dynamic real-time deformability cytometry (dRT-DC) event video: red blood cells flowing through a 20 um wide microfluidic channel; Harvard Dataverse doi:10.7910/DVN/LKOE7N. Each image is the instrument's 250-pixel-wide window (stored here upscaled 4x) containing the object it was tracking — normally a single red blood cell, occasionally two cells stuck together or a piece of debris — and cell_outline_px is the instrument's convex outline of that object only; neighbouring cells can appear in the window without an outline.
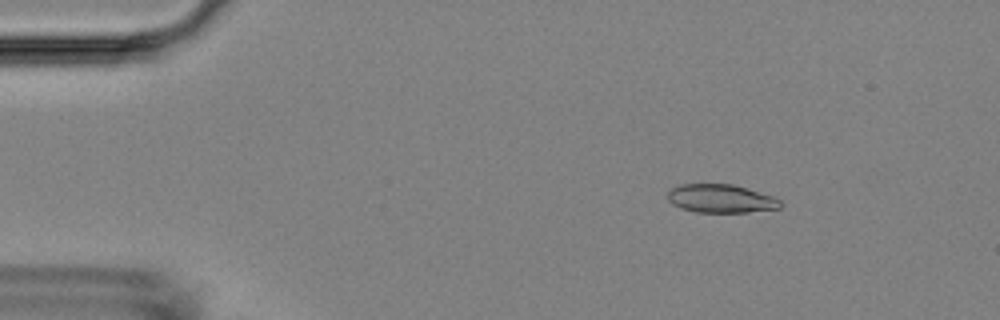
{"species": "Egyptian fruit bat (a non-hibernating species)", "species_latin": "Rousettus aegyptiacus", "temperature_condition": "room temperature", "stored_images_in_passage": 25, "camera_frame_rate_fps": 3000, "um_per_image_px": 0.085, "animal": {"sex": "female"}, "frame": {"image": 1, "passage_image": 6, "time_ms": 1.667, "image_size_px": [1000, 320], "cell_outline_px": [[780, 208], [748, 212], [696, 212], [672, 204], [668, 200], [668, 192], [672, 188], [680, 184], [732, 184], [748, 188], [776, 196], [780, 200]], "centroid_in_image_um": [61.31, 16.87], "position_along_channel_um": 23.7, "area_um2": 18.67}}
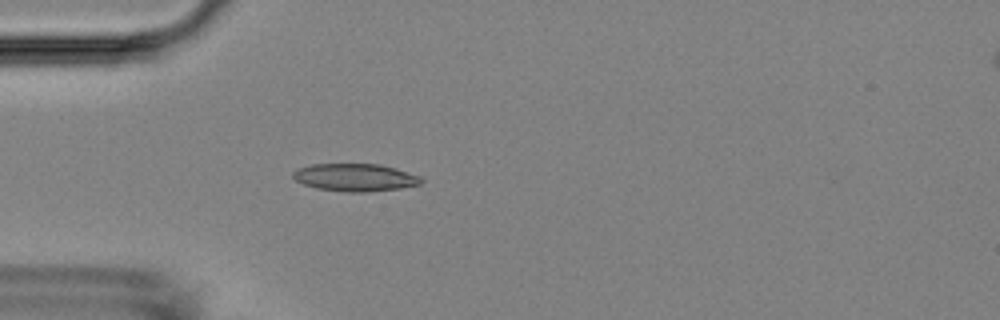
{"frame": {"image": 2, "passage_image": 14, "time_ms": 4.333, "image_size_px": [1000, 320], "cell_outline_px": [[424, 180], [420, 184], [400, 188], [368, 192], [344, 192], [316, 188], [304, 184], [296, 180], [292, 176], [292, 172], [296, 168], [312, 164], [380, 164], [396, 168], [420, 176]], "centroid_in_image_um": [30.17, 15.08], "position_along_channel_um": 54.8, "area_um2": 20.75}}
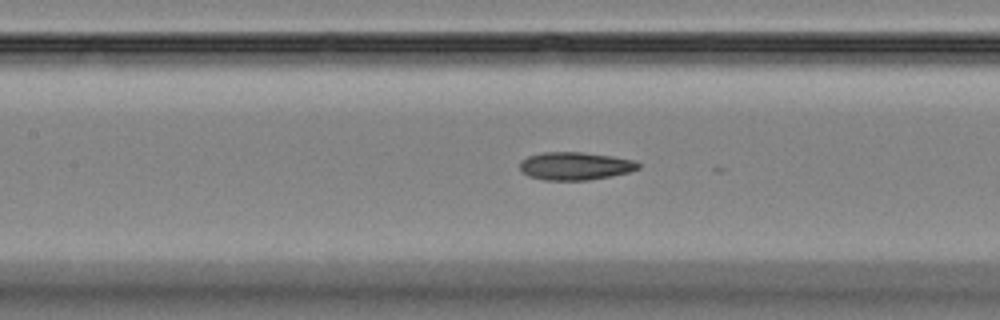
{"frame": {"image": 3, "passage_image": 23, "time_ms": 7.333, "image_size_px": [1000, 320], "cell_outline_px": [[640, 168], [628, 172], [612, 176], [588, 180], [544, 180], [528, 176], [520, 168], [520, 160], [528, 156], [544, 152], [580, 152], [612, 156], [632, 160], [640, 164]], "centroid_in_image_um": [48.87, 14.11], "position_along_channel_um": 158.5, "area_um2": 19.19}}